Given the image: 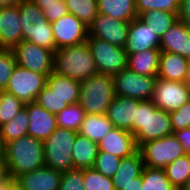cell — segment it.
Wrapping results in <instances>:
<instances>
[{
	"mask_svg": "<svg viewBox=\"0 0 190 190\" xmlns=\"http://www.w3.org/2000/svg\"><path fill=\"white\" fill-rule=\"evenodd\" d=\"M172 134L170 112L157 108L151 100H138V109L133 120V136L137 147L144 142Z\"/></svg>",
	"mask_w": 190,
	"mask_h": 190,
	"instance_id": "cell-2",
	"label": "cell"
},
{
	"mask_svg": "<svg viewBox=\"0 0 190 190\" xmlns=\"http://www.w3.org/2000/svg\"><path fill=\"white\" fill-rule=\"evenodd\" d=\"M20 26L22 28V37L26 35V29L32 26L40 19H46L42 10L31 0H23L19 4Z\"/></svg>",
	"mask_w": 190,
	"mask_h": 190,
	"instance_id": "cell-36",
	"label": "cell"
},
{
	"mask_svg": "<svg viewBox=\"0 0 190 190\" xmlns=\"http://www.w3.org/2000/svg\"><path fill=\"white\" fill-rule=\"evenodd\" d=\"M99 152L97 142L77 134L72 147V160L75 169L92 168Z\"/></svg>",
	"mask_w": 190,
	"mask_h": 190,
	"instance_id": "cell-23",
	"label": "cell"
},
{
	"mask_svg": "<svg viewBox=\"0 0 190 190\" xmlns=\"http://www.w3.org/2000/svg\"><path fill=\"white\" fill-rule=\"evenodd\" d=\"M86 42L98 73L114 76L127 68V53L124 47L112 45L97 37H88Z\"/></svg>",
	"mask_w": 190,
	"mask_h": 190,
	"instance_id": "cell-7",
	"label": "cell"
},
{
	"mask_svg": "<svg viewBox=\"0 0 190 190\" xmlns=\"http://www.w3.org/2000/svg\"><path fill=\"white\" fill-rule=\"evenodd\" d=\"M121 190H142V175L136 177L133 182L121 186Z\"/></svg>",
	"mask_w": 190,
	"mask_h": 190,
	"instance_id": "cell-47",
	"label": "cell"
},
{
	"mask_svg": "<svg viewBox=\"0 0 190 190\" xmlns=\"http://www.w3.org/2000/svg\"><path fill=\"white\" fill-rule=\"evenodd\" d=\"M84 190H115L112 179L93 168L83 169Z\"/></svg>",
	"mask_w": 190,
	"mask_h": 190,
	"instance_id": "cell-37",
	"label": "cell"
},
{
	"mask_svg": "<svg viewBox=\"0 0 190 190\" xmlns=\"http://www.w3.org/2000/svg\"><path fill=\"white\" fill-rule=\"evenodd\" d=\"M85 115V111L78 103L68 105L56 114L57 127L78 132Z\"/></svg>",
	"mask_w": 190,
	"mask_h": 190,
	"instance_id": "cell-34",
	"label": "cell"
},
{
	"mask_svg": "<svg viewBox=\"0 0 190 190\" xmlns=\"http://www.w3.org/2000/svg\"><path fill=\"white\" fill-rule=\"evenodd\" d=\"M62 172L43 166L15 178L18 190H59Z\"/></svg>",
	"mask_w": 190,
	"mask_h": 190,
	"instance_id": "cell-14",
	"label": "cell"
},
{
	"mask_svg": "<svg viewBox=\"0 0 190 190\" xmlns=\"http://www.w3.org/2000/svg\"><path fill=\"white\" fill-rule=\"evenodd\" d=\"M29 115L24 107L13 119L0 126L3 144L28 135Z\"/></svg>",
	"mask_w": 190,
	"mask_h": 190,
	"instance_id": "cell-30",
	"label": "cell"
},
{
	"mask_svg": "<svg viewBox=\"0 0 190 190\" xmlns=\"http://www.w3.org/2000/svg\"><path fill=\"white\" fill-rule=\"evenodd\" d=\"M115 96L152 100L157 77L143 76L126 68L112 76Z\"/></svg>",
	"mask_w": 190,
	"mask_h": 190,
	"instance_id": "cell-8",
	"label": "cell"
},
{
	"mask_svg": "<svg viewBox=\"0 0 190 190\" xmlns=\"http://www.w3.org/2000/svg\"><path fill=\"white\" fill-rule=\"evenodd\" d=\"M129 24L128 21L113 19L98 13L88 26V37H97L112 45L125 47Z\"/></svg>",
	"mask_w": 190,
	"mask_h": 190,
	"instance_id": "cell-13",
	"label": "cell"
},
{
	"mask_svg": "<svg viewBox=\"0 0 190 190\" xmlns=\"http://www.w3.org/2000/svg\"><path fill=\"white\" fill-rule=\"evenodd\" d=\"M78 133L58 127L44 141L45 166L65 172L74 169L72 147Z\"/></svg>",
	"mask_w": 190,
	"mask_h": 190,
	"instance_id": "cell-5",
	"label": "cell"
},
{
	"mask_svg": "<svg viewBox=\"0 0 190 190\" xmlns=\"http://www.w3.org/2000/svg\"><path fill=\"white\" fill-rule=\"evenodd\" d=\"M180 0H135L137 15L148 10L178 13Z\"/></svg>",
	"mask_w": 190,
	"mask_h": 190,
	"instance_id": "cell-39",
	"label": "cell"
},
{
	"mask_svg": "<svg viewBox=\"0 0 190 190\" xmlns=\"http://www.w3.org/2000/svg\"><path fill=\"white\" fill-rule=\"evenodd\" d=\"M99 151H106L118 157L127 158L138 151L133 134L124 129L114 128L98 143Z\"/></svg>",
	"mask_w": 190,
	"mask_h": 190,
	"instance_id": "cell-19",
	"label": "cell"
},
{
	"mask_svg": "<svg viewBox=\"0 0 190 190\" xmlns=\"http://www.w3.org/2000/svg\"><path fill=\"white\" fill-rule=\"evenodd\" d=\"M160 53V49H149L127 54V68L139 75L157 77Z\"/></svg>",
	"mask_w": 190,
	"mask_h": 190,
	"instance_id": "cell-22",
	"label": "cell"
},
{
	"mask_svg": "<svg viewBox=\"0 0 190 190\" xmlns=\"http://www.w3.org/2000/svg\"><path fill=\"white\" fill-rule=\"evenodd\" d=\"M177 16L178 20L190 28V0H180Z\"/></svg>",
	"mask_w": 190,
	"mask_h": 190,
	"instance_id": "cell-45",
	"label": "cell"
},
{
	"mask_svg": "<svg viewBox=\"0 0 190 190\" xmlns=\"http://www.w3.org/2000/svg\"><path fill=\"white\" fill-rule=\"evenodd\" d=\"M160 38L138 18L130 21L128 37L125 45L127 54L139 53L149 49H159Z\"/></svg>",
	"mask_w": 190,
	"mask_h": 190,
	"instance_id": "cell-15",
	"label": "cell"
},
{
	"mask_svg": "<svg viewBox=\"0 0 190 190\" xmlns=\"http://www.w3.org/2000/svg\"><path fill=\"white\" fill-rule=\"evenodd\" d=\"M159 49L190 59V28L178 20L160 39Z\"/></svg>",
	"mask_w": 190,
	"mask_h": 190,
	"instance_id": "cell-20",
	"label": "cell"
},
{
	"mask_svg": "<svg viewBox=\"0 0 190 190\" xmlns=\"http://www.w3.org/2000/svg\"><path fill=\"white\" fill-rule=\"evenodd\" d=\"M137 18L150 27L160 39L178 21L177 13L161 10H148L140 13Z\"/></svg>",
	"mask_w": 190,
	"mask_h": 190,
	"instance_id": "cell-28",
	"label": "cell"
},
{
	"mask_svg": "<svg viewBox=\"0 0 190 190\" xmlns=\"http://www.w3.org/2000/svg\"><path fill=\"white\" fill-rule=\"evenodd\" d=\"M167 178L176 190H181L190 178V154L180 156L164 168Z\"/></svg>",
	"mask_w": 190,
	"mask_h": 190,
	"instance_id": "cell-31",
	"label": "cell"
},
{
	"mask_svg": "<svg viewBox=\"0 0 190 190\" xmlns=\"http://www.w3.org/2000/svg\"><path fill=\"white\" fill-rule=\"evenodd\" d=\"M23 41H29L40 47L56 51L52 26L47 19L37 20L35 24L27 28Z\"/></svg>",
	"mask_w": 190,
	"mask_h": 190,
	"instance_id": "cell-29",
	"label": "cell"
},
{
	"mask_svg": "<svg viewBox=\"0 0 190 190\" xmlns=\"http://www.w3.org/2000/svg\"><path fill=\"white\" fill-rule=\"evenodd\" d=\"M121 158L106 151H99L93 169L106 177L112 178L118 169Z\"/></svg>",
	"mask_w": 190,
	"mask_h": 190,
	"instance_id": "cell-38",
	"label": "cell"
},
{
	"mask_svg": "<svg viewBox=\"0 0 190 190\" xmlns=\"http://www.w3.org/2000/svg\"><path fill=\"white\" fill-rule=\"evenodd\" d=\"M83 169L62 172L59 190H84Z\"/></svg>",
	"mask_w": 190,
	"mask_h": 190,
	"instance_id": "cell-42",
	"label": "cell"
},
{
	"mask_svg": "<svg viewBox=\"0 0 190 190\" xmlns=\"http://www.w3.org/2000/svg\"><path fill=\"white\" fill-rule=\"evenodd\" d=\"M4 163L11 178L45 166L44 142L24 136L4 145Z\"/></svg>",
	"mask_w": 190,
	"mask_h": 190,
	"instance_id": "cell-1",
	"label": "cell"
},
{
	"mask_svg": "<svg viewBox=\"0 0 190 190\" xmlns=\"http://www.w3.org/2000/svg\"><path fill=\"white\" fill-rule=\"evenodd\" d=\"M136 109H138V99L115 96L105 115L114 128L128 130L133 134Z\"/></svg>",
	"mask_w": 190,
	"mask_h": 190,
	"instance_id": "cell-18",
	"label": "cell"
},
{
	"mask_svg": "<svg viewBox=\"0 0 190 190\" xmlns=\"http://www.w3.org/2000/svg\"><path fill=\"white\" fill-rule=\"evenodd\" d=\"M142 175V190H176L167 178L164 169L144 166Z\"/></svg>",
	"mask_w": 190,
	"mask_h": 190,
	"instance_id": "cell-33",
	"label": "cell"
},
{
	"mask_svg": "<svg viewBox=\"0 0 190 190\" xmlns=\"http://www.w3.org/2000/svg\"><path fill=\"white\" fill-rule=\"evenodd\" d=\"M98 13L130 22L137 18L135 0H97Z\"/></svg>",
	"mask_w": 190,
	"mask_h": 190,
	"instance_id": "cell-27",
	"label": "cell"
},
{
	"mask_svg": "<svg viewBox=\"0 0 190 190\" xmlns=\"http://www.w3.org/2000/svg\"><path fill=\"white\" fill-rule=\"evenodd\" d=\"M170 121L173 133L190 127V100L178 110L170 112Z\"/></svg>",
	"mask_w": 190,
	"mask_h": 190,
	"instance_id": "cell-43",
	"label": "cell"
},
{
	"mask_svg": "<svg viewBox=\"0 0 190 190\" xmlns=\"http://www.w3.org/2000/svg\"><path fill=\"white\" fill-rule=\"evenodd\" d=\"M0 190H18L15 179L10 178L7 182L0 186Z\"/></svg>",
	"mask_w": 190,
	"mask_h": 190,
	"instance_id": "cell-49",
	"label": "cell"
},
{
	"mask_svg": "<svg viewBox=\"0 0 190 190\" xmlns=\"http://www.w3.org/2000/svg\"><path fill=\"white\" fill-rule=\"evenodd\" d=\"M53 72L79 82L98 73L87 42L57 49Z\"/></svg>",
	"mask_w": 190,
	"mask_h": 190,
	"instance_id": "cell-3",
	"label": "cell"
},
{
	"mask_svg": "<svg viewBox=\"0 0 190 190\" xmlns=\"http://www.w3.org/2000/svg\"><path fill=\"white\" fill-rule=\"evenodd\" d=\"M23 0H0V9L7 6L18 5Z\"/></svg>",
	"mask_w": 190,
	"mask_h": 190,
	"instance_id": "cell-50",
	"label": "cell"
},
{
	"mask_svg": "<svg viewBox=\"0 0 190 190\" xmlns=\"http://www.w3.org/2000/svg\"><path fill=\"white\" fill-rule=\"evenodd\" d=\"M47 84V76L16 65L4 91L13 94L24 104L34 102Z\"/></svg>",
	"mask_w": 190,
	"mask_h": 190,
	"instance_id": "cell-9",
	"label": "cell"
},
{
	"mask_svg": "<svg viewBox=\"0 0 190 190\" xmlns=\"http://www.w3.org/2000/svg\"><path fill=\"white\" fill-rule=\"evenodd\" d=\"M35 102L55 115L68 106L66 102L60 100V98L54 92H52L47 84L38 94Z\"/></svg>",
	"mask_w": 190,
	"mask_h": 190,
	"instance_id": "cell-41",
	"label": "cell"
},
{
	"mask_svg": "<svg viewBox=\"0 0 190 190\" xmlns=\"http://www.w3.org/2000/svg\"><path fill=\"white\" fill-rule=\"evenodd\" d=\"M47 86L60 100L68 105L76 104L79 100L80 82L52 72L47 77Z\"/></svg>",
	"mask_w": 190,
	"mask_h": 190,
	"instance_id": "cell-25",
	"label": "cell"
},
{
	"mask_svg": "<svg viewBox=\"0 0 190 190\" xmlns=\"http://www.w3.org/2000/svg\"><path fill=\"white\" fill-rule=\"evenodd\" d=\"M16 59L12 49L0 48V91H4L16 67Z\"/></svg>",
	"mask_w": 190,
	"mask_h": 190,
	"instance_id": "cell-40",
	"label": "cell"
},
{
	"mask_svg": "<svg viewBox=\"0 0 190 190\" xmlns=\"http://www.w3.org/2000/svg\"><path fill=\"white\" fill-rule=\"evenodd\" d=\"M173 135L178 139L186 154H190V127L175 131Z\"/></svg>",
	"mask_w": 190,
	"mask_h": 190,
	"instance_id": "cell-46",
	"label": "cell"
},
{
	"mask_svg": "<svg viewBox=\"0 0 190 190\" xmlns=\"http://www.w3.org/2000/svg\"><path fill=\"white\" fill-rule=\"evenodd\" d=\"M44 17L48 22H53L68 13L65 0H57V3L44 4L42 9Z\"/></svg>",
	"mask_w": 190,
	"mask_h": 190,
	"instance_id": "cell-44",
	"label": "cell"
},
{
	"mask_svg": "<svg viewBox=\"0 0 190 190\" xmlns=\"http://www.w3.org/2000/svg\"><path fill=\"white\" fill-rule=\"evenodd\" d=\"M25 104L6 91H0V126L13 119L23 108Z\"/></svg>",
	"mask_w": 190,
	"mask_h": 190,
	"instance_id": "cell-35",
	"label": "cell"
},
{
	"mask_svg": "<svg viewBox=\"0 0 190 190\" xmlns=\"http://www.w3.org/2000/svg\"><path fill=\"white\" fill-rule=\"evenodd\" d=\"M19 6L0 9V48L12 49L22 40Z\"/></svg>",
	"mask_w": 190,
	"mask_h": 190,
	"instance_id": "cell-17",
	"label": "cell"
},
{
	"mask_svg": "<svg viewBox=\"0 0 190 190\" xmlns=\"http://www.w3.org/2000/svg\"><path fill=\"white\" fill-rule=\"evenodd\" d=\"M186 82L190 86V59H188V76H187Z\"/></svg>",
	"mask_w": 190,
	"mask_h": 190,
	"instance_id": "cell-53",
	"label": "cell"
},
{
	"mask_svg": "<svg viewBox=\"0 0 190 190\" xmlns=\"http://www.w3.org/2000/svg\"><path fill=\"white\" fill-rule=\"evenodd\" d=\"M36 3L37 6L42 10L44 8V4L57 3V0H31Z\"/></svg>",
	"mask_w": 190,
	"mask_h": 190,
	"instance_id": "cell-51",
	"label": "cell"
},
{
	"mask_svg": "<svg viewBox=\"0 0 190 190\" xmlns=\"http://www.w3.org/2000/svg\"><path fill=\"white\" fill-rule=\"evenodd\" d=\"M189 100L190 86L187 82L157 78L151 100L157 108L172 112Z\"/></svg>",
	"mask_w": 190,
	"mask_h": 190,
	"instance_id": "cell-11",
	"label": "cell"
},
{
	"mask_svg": "<svg viewBox=\"0 0 190 190\" xmlns=\"http://www.w3.org/2000/svg\"><path fill=\"white\" fill-rule=\"evenodd\" d=\"M187 76V58L178 54L161 51L157 78L186 82Z\"/></svg>",
	"mask_w": 190,
	"mask_h": 190,
	"instance_id": "cell-21",
	"label": "cell"
},
{
	"mask_svg": "<svg viewBox=\"0 0 190 190\" xmlns=\"http://www.w3.org/2000/svg\"><path fill=\"white\" fill-rule=\"evenodd\" d=\"M16 63L26 69L47 77L54 69V51L40 47L29 41H21L12 48Z\"/></svg>",
	"mask_w": 190,
	"mask_h": 190,
	"instance_id": "cell-10",
	"label": "cell"
},
{
	"mask_svg": "<svg viewBox=\"0 0 190 190\" xmlns=\"http://www.w3.org/2000/svg\"><path fill=\"white\" fill-rule=\"evenodd\" d=\"M114 98V83L110 75L97 73L80 82L78 104L86 114H106Z\"/></svg>",
	"mask_w": 190,
	"mask_h": 190,
	"instance_id": "cell-4",
	"label": "cell"
},
{
	"mask_svg": "<svg viewBox=\"0 0 190 190\" xmlns=\"http://www.w3.org/2000/svg\"><path fill=\"white\" fill-rule=\"evenodd\" d=\"M143 168L144 162L139 151L130 157L122 158L115 175L111 178L115 190H121V186L133 182L141 175Z\"/></svg>",
	"mask_w": 190,
	"mask_h": 190,
	"instance_id": "cell-24",
	"label": "cell"
},
{
	"mask_svg": "<svg viewBox=\"0 0 190 190\" xmlns=\"http://www.w3.org/2000/svg\"><path fill=\"white\" fill-rule=\"evenodd\" d=\"M144 166L164 169L186 153L178 139L172 134L159 139L144 142L138 147Z\"/></svg>",
	"mask_w": 190,
	"mask_h": 190,
	"instance_id": "cell-6",
	"label": "cell"
},
{
	"mask_svg": "<svg viewBox=\"0 0 190 190\" xmlns=\"http://www.w3.org/2000/svg\"><path fill=\"white\" fill-rule=\"evenodd\" d=\"M181 190H190V178L187 180L186 184L182 187Z\"/></svg>",
	"mask_w": 190,
	"mask_h": 190,
	"instance_id": "cell-54",
	"label": "cell"
},
{
	"mask_svg": "<svg viewBox=\"0 0 190 190\" xmlns=\"http://www.w3.org/2000/svg\"><path fill=\"white\" fill-rule=\"evenodd\" d=\"M68 13L89 26L98 14L97 0H65Z\"/></svg>",
	"mask_w": 190,
	"mask_h": 190,
	"instance_id": "cell-32",
	"label": "cell"
},
{
	"mask_svg": "<svg viewBox=\"0 0 190 190\" xmlns=\"http://www.w3.org/2000/svg\"><path fill=\"white\" fill-rule=\"evenodd\" d=\"M6 164H0V186L10 179Z\"/></svg>",
	"mask_w": 190,
	"mask_h": 190,
	"instance_id": "cell-48",
	"label": "cell"
},
{
	"mask_svg": "<svg viewBox=\"0 0 190 190\" xmlns=\"http://www.w3.org/2000/svg\"><path fill=\"white\" fill-rule=\"evenodd\" d=\"M0 164H5L4 163V144L1 137H0Z\"/></svg>",
	"mask_w": 190,
	"mask_h": 190,
	"instance_id": "cell-52",
	"label": "cell"
},
{
	"mask_svg": "<svg viewBox=\"0 0 190 190\" xmlns=\"http://www.w3.org/2000/svg\"><path fill=\"white\" fill-rule=\"evenodd\" d=\"M113 129V124L105 114H86L77 133L99 143Z\"/></svg>",
	"mask_w": 190,
	"mask_h": 190,
	"instance_id": "cell-26",
	"label": "cell"
},
{
	"mask_svg": "<svg viewBox=\"0 0 190 190\" xmlns=\"http://www.w3.org/2000/svg\"><path fill=\"white\" fill-rule=\"evenodd\" d=\"M56 50L87 41L88 26L71 13L51 22Z\"/></svg>",
	"mask_w": 190,
	"mask_h": 190,
	"instance_id": "cell-12",
	"label": "cell"
},
{
	"mask_svg": "<svg viewBox=\"0 0 190 190\" xmlns=\"http://www.w3.org/2000/svg\"><path fill=\"white\" fill-rule=\"evenodd\" d=\"M25 107L29 115L28 135L44 142L58 128L56 115L35 101Z\"/></svg>",
	"mask_w": 190,
	"mask_h": 190,
	"instance_id": "cell-16",
	"label": "cell"
}]
</instances>
